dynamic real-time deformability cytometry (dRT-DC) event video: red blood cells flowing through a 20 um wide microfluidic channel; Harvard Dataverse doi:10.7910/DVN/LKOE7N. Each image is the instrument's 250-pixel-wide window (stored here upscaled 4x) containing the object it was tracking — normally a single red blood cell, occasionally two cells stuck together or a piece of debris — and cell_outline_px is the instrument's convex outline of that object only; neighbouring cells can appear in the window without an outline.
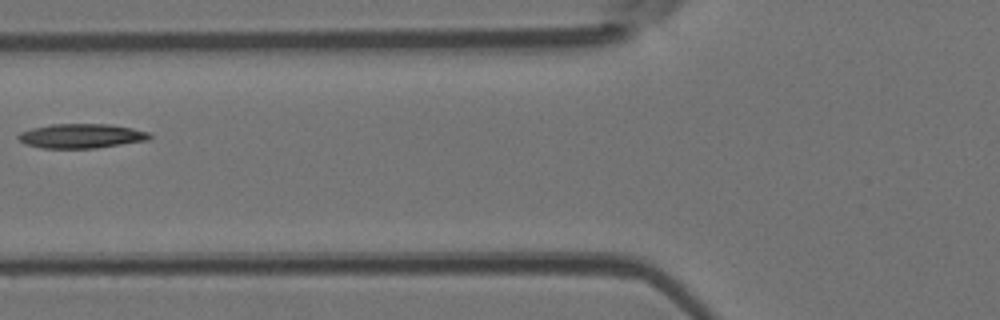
{"species": "Egyptian fruit bat (a non-hibernating species)", "species_latin": "Rousettus aegyptiacus", "temperature_condition": "room temperature", "stored_images_in_passage": 6, "camera_frame_rate_fps": 3000, "um_per_image_px": 0.085, "animal": {"sex": "female"}, "frame": {"image": 1, "passage_image": 6, "time_ms": 1.667, "image_size_px": [1000, 320], "cell_outline_px": [[152, 136], [148, 140], [96, 148], [40, 148], [24, 144], [16, 136], [20, 132], [32, 128], [52, 124], [108, 124], [132, 128], [148, 132]], "centroid_in_image_um": [6.88, 11.56], "position_along_channel_um": 118.9, "area_um2": 18.67}}